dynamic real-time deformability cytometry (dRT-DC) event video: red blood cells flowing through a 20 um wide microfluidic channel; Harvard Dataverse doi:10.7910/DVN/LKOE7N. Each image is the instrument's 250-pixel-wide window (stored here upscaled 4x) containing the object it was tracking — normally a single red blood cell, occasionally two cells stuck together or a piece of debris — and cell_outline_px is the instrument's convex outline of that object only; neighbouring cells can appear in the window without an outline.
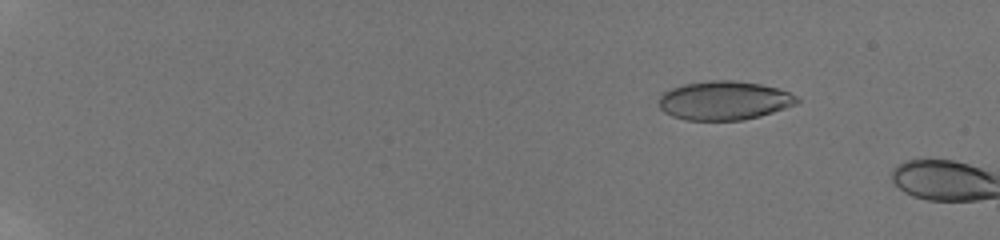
{"species": "human", "species_latin": "Homo sapiens", "temperature_condition": "room temperature", "stored_images_in_passage": 23, "camera_frame_rate_fps": 3000, "um_per_image_px": 0.085, "donor": {"sex": "male"}, "frame": {"image": 1, "passage_image": 20, "time_ms": 3.0, "image_size_px": [1000, 240], "cell_outline_px": [[800, 100], [796, 104], [760, 116], [744, 120], [684, 120], [672, 116], [664, 112], [660, 108], [656, 100], [664, 92], [672, 88], [684, 84], [708, 80], [732, 80], [760, 84], [776, 88], [788, 92], [796, 96]], "centroid_in_image_um": [61.51, 8.55], "position_along_channel_um": 23.5, "area_um2": 31.33}}